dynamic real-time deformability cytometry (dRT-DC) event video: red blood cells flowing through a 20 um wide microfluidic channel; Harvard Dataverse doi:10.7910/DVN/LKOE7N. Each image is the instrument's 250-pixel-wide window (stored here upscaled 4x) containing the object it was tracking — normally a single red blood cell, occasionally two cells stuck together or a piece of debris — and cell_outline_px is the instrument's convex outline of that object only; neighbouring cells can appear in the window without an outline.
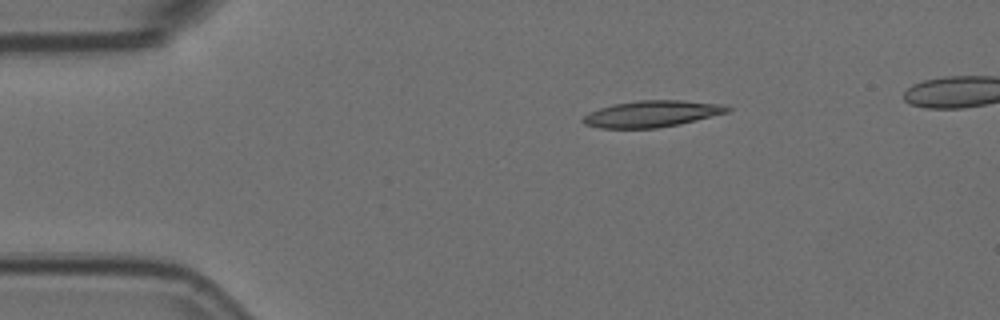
{"species": "Egyptian fruit bat (a non-hibernating species)", "species_latin": "Rousettus aegyptiacus", "temperature_condition": "room temperature", "stored_images_in_passage": 2, "camera_frame_rate_fps": 3000, "um_per_image_px": 0.085, "animal": {"sex": "female"}, "frame": {"image": 1, "passage_image": 2, "time_ms": 0.333, "image_size_px": [1000, 320], "cell_outline_px": [[732, 108], [728, 112], [680, 124], [656, 128], [600, 128], [584, 124], [580, 120], [588, 112], [612, 104], [640, 100], [680, 100], [724, 104]], "centroid_in_image_um": [55.39, 9.67], "position_along_channel_um": 29.6, "area_um2": 22.31}}